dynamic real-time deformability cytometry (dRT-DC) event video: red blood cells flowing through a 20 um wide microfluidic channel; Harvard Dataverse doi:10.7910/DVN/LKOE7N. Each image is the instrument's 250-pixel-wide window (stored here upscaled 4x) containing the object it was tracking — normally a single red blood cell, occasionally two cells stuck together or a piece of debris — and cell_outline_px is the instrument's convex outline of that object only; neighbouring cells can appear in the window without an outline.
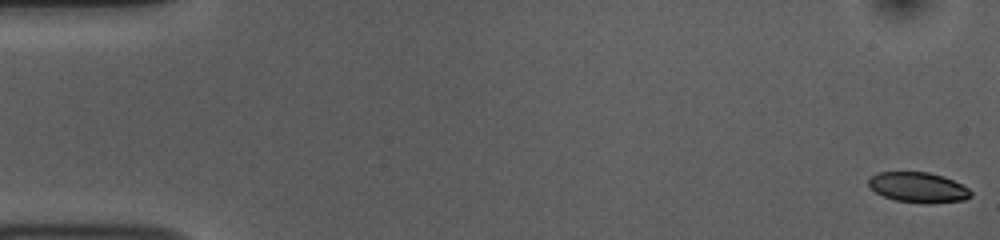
{"species": "common noctule bat (a hibernating species)", "species_latin": "Nyctalus noctula", "temperature_condition": "room temperature", "stored_images_in_passage": 46, "camera_frame_rate_fps": 3000, "um_per_image_px": 0.085, "animal": {"sex": "female", "body_mass_g": 10.0, "forearm_length_mm": 53.1}, "frame": {"image": 1, "passage_image": 1, "time_ms": 0.0, "image_size_px": [1000, 240], "cell_outline_px": [[972, 196], [964, 200], [928, 204], [920, 204], [896, 200], [884, 196], [876, 192], [868, 184], [868, 180], [876, 172], [928, 172], [944, 176], [968, 188], [972, 192]], "centroid_in_image_um": [78.06, 15.94], "position_along_channel_um": 6.9, "area_um2": 18.09}}
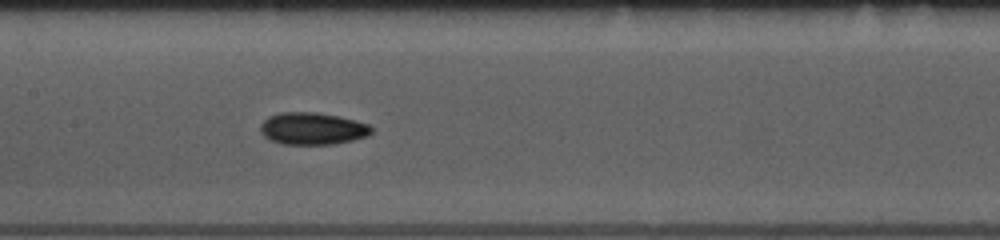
{"frame": {"image": 2, "passage_image": 26, "time_ms": 8.333, "image_size_px": [1000, 240], "cell_outline_px": [[372, 132], [368, 136], [352, 140], [332, 144], [284, 144], [272, 140], [264, 136], [260, 132], [260, 124], [268, 116], [280, 112], [316, 112], [356, 120], [368, 124], [372, 128]], "centroid_in_image_um": [26.55, 10.92], "position_along_channel_um": 180.9, "area_um2": 20.75}}
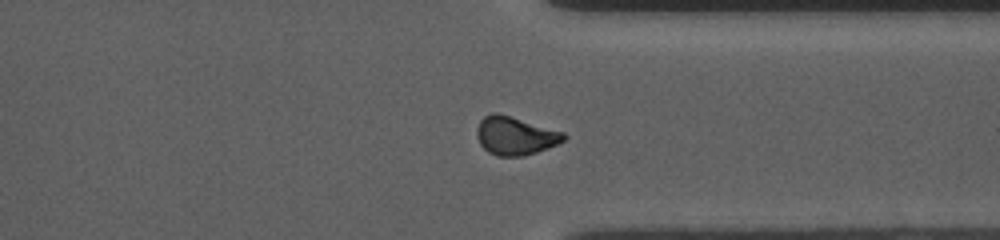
{"frame": {"image": 3, "passage_image": 41, "time_ms": 13.333, "image_size_px": [1000, 240], "cell_outline_px": [[568, 136], [564, 140], [548, 148], [524, 156], [496, 156], [488, 152], [480, 144], [476, 136], [476, 128], [480, 120], [484, 116], [492, 112], [496, 112], [564, 132]], "centroid_in_image_um": [43.76, 11.54], "position_along_channel_um": 367.6, "area_um2": 19.42}}